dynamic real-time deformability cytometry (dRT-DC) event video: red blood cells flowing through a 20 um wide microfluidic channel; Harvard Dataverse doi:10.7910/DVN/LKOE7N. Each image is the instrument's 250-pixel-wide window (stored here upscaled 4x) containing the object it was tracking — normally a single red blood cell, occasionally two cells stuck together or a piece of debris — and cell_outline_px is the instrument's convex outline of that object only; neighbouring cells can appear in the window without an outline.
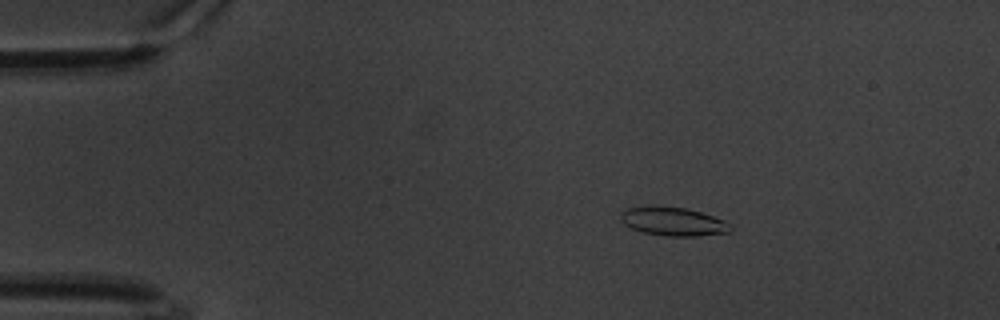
{"species": "common noctule bat (a hibernating species)", "species_latin": "Nyctalus noctula", "temperature_condition": "warm", "stored_images_in_passage": 61, "camera_frame_rate_fps": 3000, "um_per_image_px": 0.085, "animal": {"sex": "male", "body_mass_g": 20.1, "forearm_length_mm": 53.5}, "frame": {"image": 1, "passage_image": 11, "time_ms": 3.333, "image_size_px": [1000, 320], "cell_outline_px": [[732, 232], [696, 236], [664, 236], [644, 232], [632, 228], [624, 224], [620, 220], [620, 216], [628, 208], [652, 204], [688, 208], [724, 220], [732, 228]], "centroid_in_image_um": [57.21, 18.81], "position_along_channel_um": 27.8, "area_um2": 18.5}}
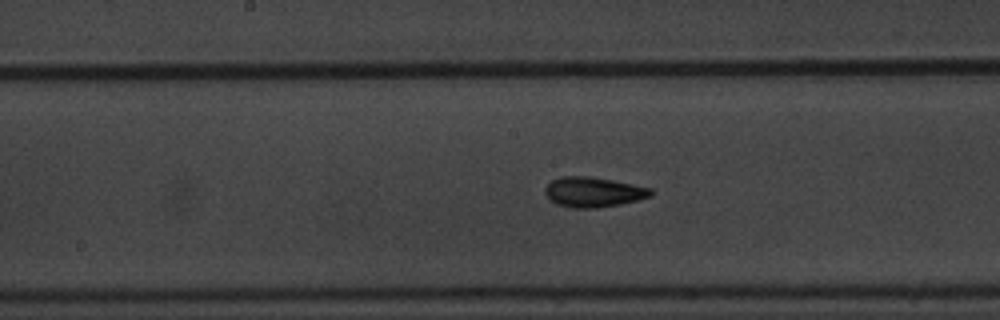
{"frame": {"image": 2, "passage_image": 32, "time_ms": 10.333, "image_size_px": [1000, 320], "cell_outline_px": [[652, 196], [620, 204], [596, 208], [576, 208], [556, 204], [544, 192], [544, 188], [552, 180], [560, 176], [592, 176], [652, 188]], "centroid_in_image_um": [50.43, 16.31], "position_along_channel_um": 197.8, "area_um2": 18.44}}
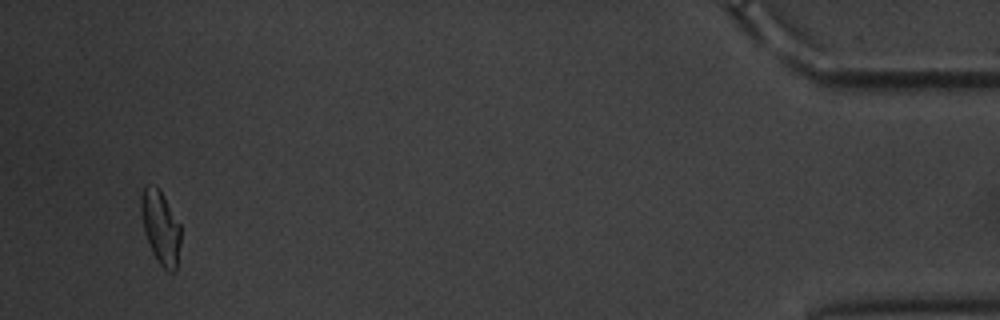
{"frame": {"image": 3, "passage_image": 59, "time_ms": 19.333, "image_size_px": [1000, 320], "cell_outline_px": [[180, 240], [176, 272], [168, 272], [156, 260], [152, 252], [144, 232], [140, 212], [140, 196], [144, 184], [156, 184], [160, 188], [180, 224]], "centroid_in_image_um": [13.62, 19.27], "position_along_channel_um": 421.6, "area_um2": 17.4}, "authors_computed_cell_mechanics": {"area_um2": 17.6868, "velocity_mm_per_s": 3.3303, "shape_relaxation_time_tau1_ms": 4.6334, "shape_relaxation_time_tau2_ms": 2.3574, "deformation_change_tau1": 0.1423, "deformation_change_tau2": 0.0835}}